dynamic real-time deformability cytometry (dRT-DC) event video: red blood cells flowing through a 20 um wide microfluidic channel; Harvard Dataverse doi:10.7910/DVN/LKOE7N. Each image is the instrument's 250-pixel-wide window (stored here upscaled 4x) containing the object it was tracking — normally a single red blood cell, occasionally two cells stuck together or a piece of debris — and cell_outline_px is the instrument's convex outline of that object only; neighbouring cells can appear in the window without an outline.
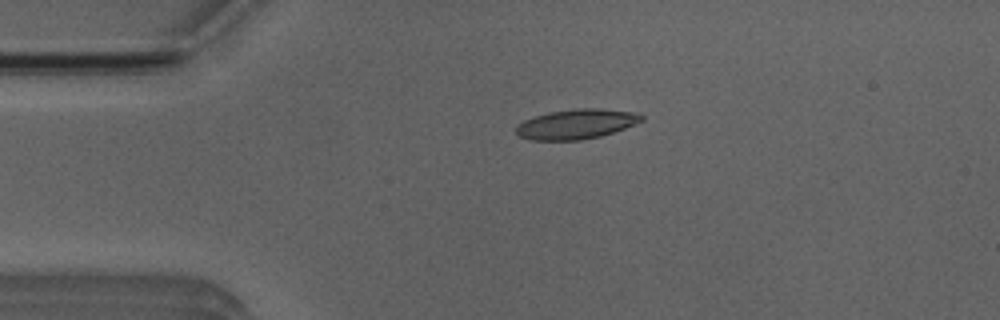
{"species": "Egyptian fruit bat (a non-hibernating species)", "species_latin": "Rousettus aegyptiacus", "temperature_condition": "room temperature", "stored_images_in_passage": 52, "camera_frame_rate_fps": 3000, "um_per_image_px": 0.085, "animal": {"sex": "male"}, "frame": {"image": 1, "passage_image": 11, "time_ms": 3.333, "image_size_px": [1000, 320], "cell_outline_px": [[644, 120], [624, 128], [600, 136], [580, 140], [528, 140], [520, 136], [516, 132], [516, 128], [524, 120], [548, 112], [576, 108], [600, 108], [636, 112], [644, 116]], "centroid_in_image_um": [49.0, 10.54], "position_along_channel_um": 36.0, "area_um2": 21.73}}
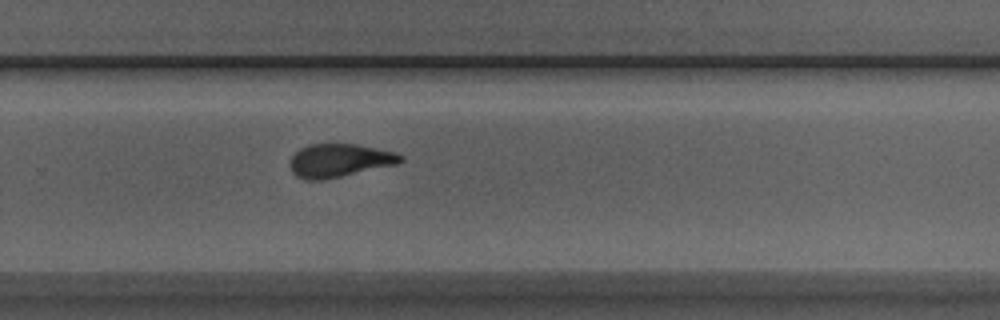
{"frame": {"image": 2, "passage_image": 34, "time_ms": 11.0, "image_size_px": [1000, 320], "cell_outline_px": [[404, 160], [400, 164], [320, 180], [308, 180], [296, 176], [292, 172], [288, 164], [288, 160], [300, 148], [308, 144], [356, 144], [396, 152], [404, 156]], "centroid_in_image_um": [28.85, 13.63], "position_along_channel_um": 300.9, "area_um2": 21.62}}
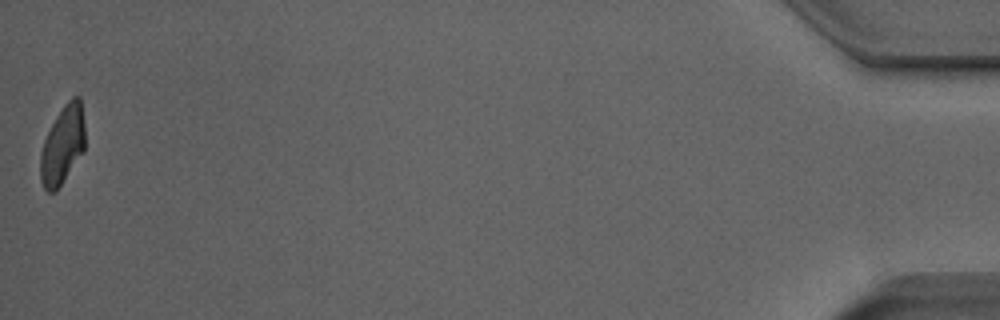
{"frame": {"image": 3, "passage_image": 52, "time_ms": 17.0, "image_size_px": [1000, 320], "cell_outline_px": [[84, 152], [56, 192], [48, 192], [44, 188], [40, 180], [40, 152], [44, 140], [56, 116], [64, 104], [72, 96], [80, 96], [84, 120]], "centroid_in_image_um": [5.32, 12.34], "position_along_channel_um": 429.9, "area_um2": 20.58}, "authors_computed_cell_mechanics": {"area_um2": 21.5016, "velocity_mm_per_s": 3.8811, "shape_relaxation_time_tau1_ms": 5.153, "shape_relaxation_time_tau2_ms": 1.8372, "deformation_change_tau1": 0.1699, "deformation_change_tau2": 0.0932}}